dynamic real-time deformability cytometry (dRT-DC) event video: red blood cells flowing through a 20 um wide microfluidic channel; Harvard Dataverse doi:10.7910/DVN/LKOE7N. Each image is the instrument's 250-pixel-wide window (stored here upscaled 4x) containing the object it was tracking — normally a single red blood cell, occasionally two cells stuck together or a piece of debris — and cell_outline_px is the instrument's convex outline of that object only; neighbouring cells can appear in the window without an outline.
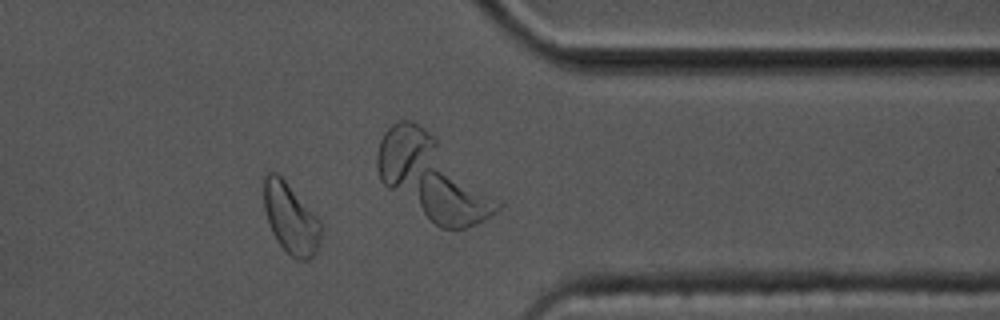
{"species": "common noctule bat (a hibernating species)", "species_latin": "Nyctalus noctula", "temperature_condition": "cold", "stored_images_in_passage": 42, "camera_frame_rate_fps": 3000, "um_per_image_px": 0.085, "animal": {"sex": "male", "body_mass_g": 17.5, "forearm_length_mm": 52.3}, "frame": {"image": 1, "passage_image": 30, "time_ms": 9.667, "image_size_px": [1000, 320], "cell_outline_px": [[324, 228], [320, 244], [316, 252], [308, 260], [296, 260], [280, 244], [272, 232], [264, 208], [264, 176], [268, 172], [276, 172], [284, 180], [324, 224]], "centroid_in_image_um": [24.76, 18.59], "position_along_channel_um": 386.6, "area_um2": 23.41}, "authors_computed_cell_mechanics": {"area_um2": 21.1837, "velocity_mm_per_s": 3.4241, "shape_relaxation_time_tau1_ms": 4.6685, "shape_relaxation_time_tau2_ms": 3.6898, "deformation_change_tau1": 0.0888, "deformation_change_tau2": 0.0625}}